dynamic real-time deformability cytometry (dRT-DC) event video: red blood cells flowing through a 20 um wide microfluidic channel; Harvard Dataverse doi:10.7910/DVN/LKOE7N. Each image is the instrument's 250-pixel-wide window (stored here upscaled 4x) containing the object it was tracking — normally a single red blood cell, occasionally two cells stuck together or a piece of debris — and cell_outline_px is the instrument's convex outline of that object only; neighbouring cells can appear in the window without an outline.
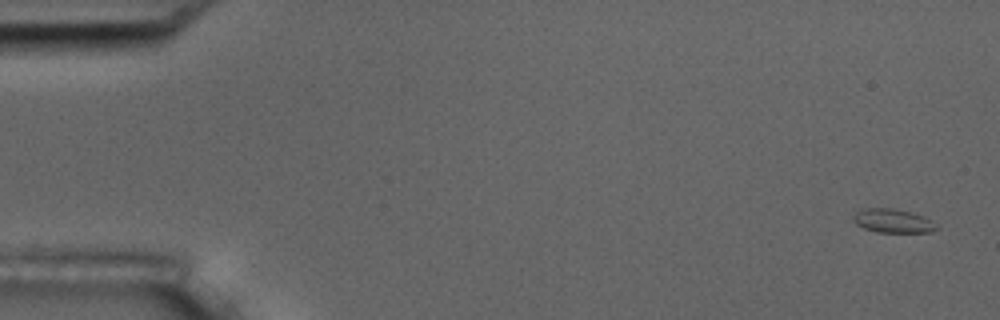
{"species": "common noctule bat (a hibernating species)", "species_latin": "Nyctalus noctula", "temperature_condition": "room temperature", "stored_images_in_passage": 11, "camera_frame_rate_fps": 3000, "um_per_image_px": 0.085, "animal": {"sex": "male", "body_mass_g": 17.5, "forearm_length_mm": 52.3}, "frame": {"image": 1, "passage_image": 1, "time_ms": 0.0, "image_size_px": [1000, 320], "cell_outline_px": [[940, 228], [932, 232], [876, 232], [864, 228], [856, 224], [852, 220], [852, 216], [856, 212], [864, 208], [896, 208], [920, 216], [928, 220]], "centroid_in_image_um": [75.83, 18.78], "position_along_channel_um": 9.2, "area_um2": 11.39}}
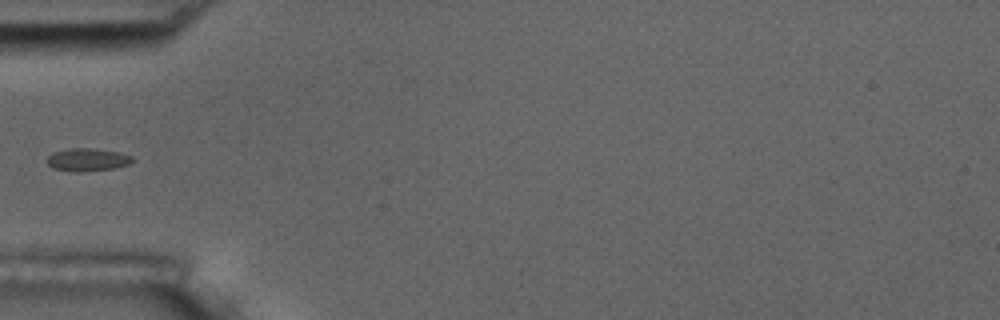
{"frame": {"image": 2, "passage_image": 5, "time_ms": 5.667, "image_size_px": [1000, 320], "cell_outline_px": [[136, 160], [128, 164], [112, 168], [84, 172], [68, 172], [52, 168], [48, 164], [48, 156], [52, 152], [72, 148], [88, 148], [116, 152], [132, 156]], "centroid_in_image_um": [7.4, 13.59], "position_along_channel_um": 77.6, "area_um2": 11.33}}
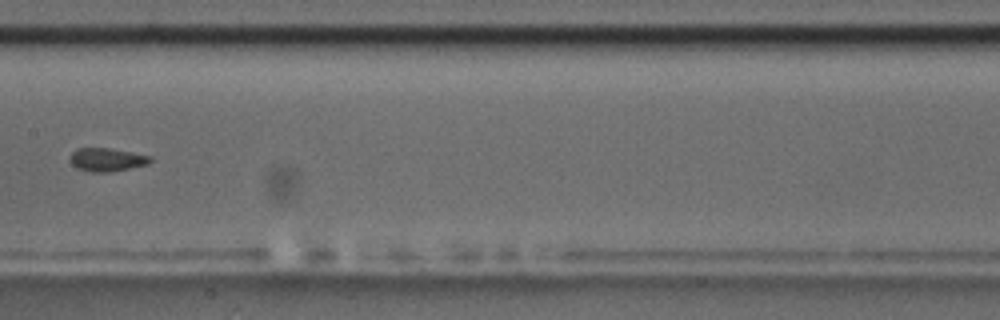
{"frame": {"image": 3, "passage_image": 8, "time_ms": 9.0, "image_size_px": [1000, 320], "cell_outline_px": [[152, 160], [148, 164], [112, 172], [92, 172], [76, 168], [72, 164], [72, 152], [76, 148], [108, 148], [152, 156]], "centroid_in_image_um": [9.11, 13.57], "position_along_channel_um": 198.3, "area_um2": 10.81}}